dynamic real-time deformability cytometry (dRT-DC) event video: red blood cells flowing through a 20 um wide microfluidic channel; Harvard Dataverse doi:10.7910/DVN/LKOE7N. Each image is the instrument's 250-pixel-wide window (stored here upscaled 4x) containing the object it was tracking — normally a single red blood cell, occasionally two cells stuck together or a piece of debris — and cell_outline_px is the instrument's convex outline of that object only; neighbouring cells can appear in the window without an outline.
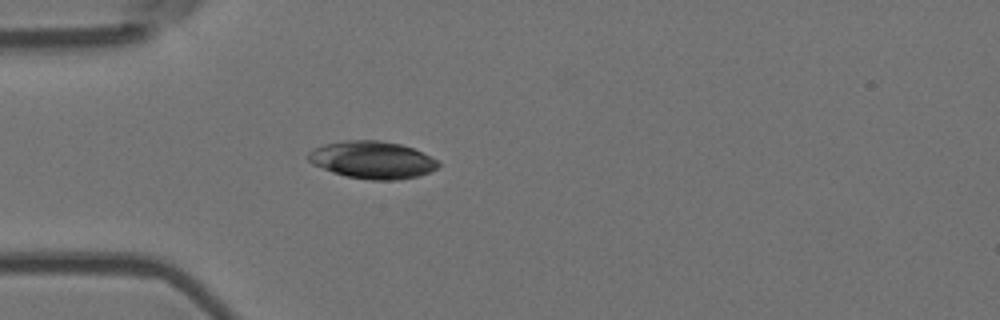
{"species": "Egyptian fruit bat (a non-hibernating species)", "species_latin": "Rousettus aegyptiacus", "temperature_condition": "room temperature", "stored_images_in_passage": 1, "camera_frame_rate_fps": 3000, "um_per_image_px": 0.085, "animal": {"sex": "female"}, "frame": {"image": 1, "passage_image": 1, "time_ms": 0.0, "image_size_px": [1000, 320], "cell_outline_px": [[440, 164], [436, 168], [420, 176], [396, 180], [372, 180], [348, 176], [332, 172], [312, 164], [308, 160], [308, 152], [312, 148], [324, 144], [344, 140], [380, 140], [400, 144], [412, 148], [436, 160]], "centroid_in_image_um": [31.6, 13.58], "position_along_channel_um": 53.4, "area_um2": 28.21}}